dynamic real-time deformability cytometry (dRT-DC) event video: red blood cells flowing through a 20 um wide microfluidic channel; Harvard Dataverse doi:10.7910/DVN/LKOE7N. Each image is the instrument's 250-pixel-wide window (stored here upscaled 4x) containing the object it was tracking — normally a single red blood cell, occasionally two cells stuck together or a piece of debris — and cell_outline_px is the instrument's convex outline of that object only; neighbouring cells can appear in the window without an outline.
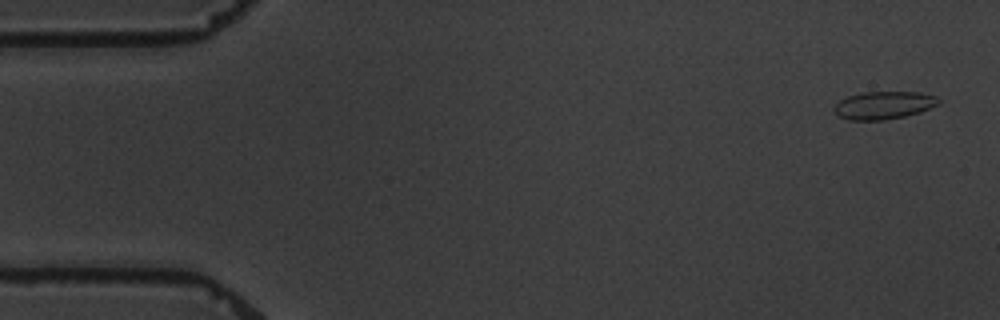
{"species": "common noctule bat (a hibernating species)", "species_latin": "Nyctalus noctula", "temperature_condition": "warm", "stored_images_in_passage": 12, "camera_frame_rate_fps": 3000, "um_per_image_px": 0.085, "animal": {"sex": "male", "body_mass_g": 19.5, "forearm_length_mm": 54.6}, "frame": {"image": 1, "passage_image": 1, "time_ms": 0.0, "image_size_px": [1000, 320], "cell_outline_px": [[940, 104], [920, 112], [904, 116], [884, 120], [848, 120], [836, 116], [832, 108], [840, 100], [848, 96], [860, 92], [920, 92], [936, 96], [940, 100]], "centroid_in_image_um": [75.09, 8.95], "position_along_channel_um": 9.9, "area_um2": 17.11}}
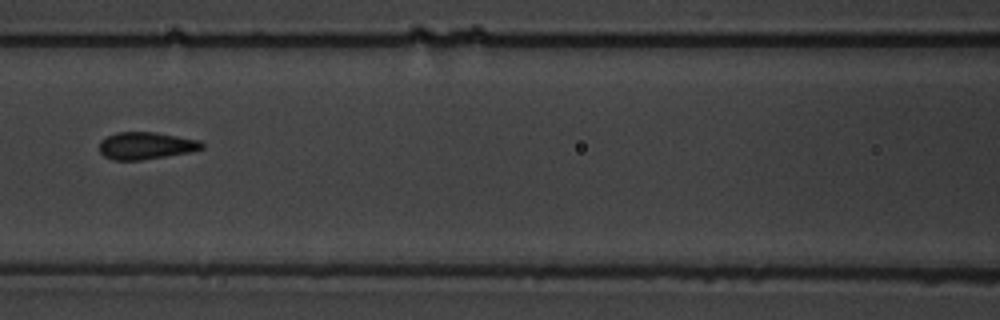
{"frame": {"image": 2, "passage_image": 7, "time_ms": 7.667, "image_size_px": [1000, 320], "cell_outline_px": [[204, 148], [188, 152], [140, 160], [112, 160], [104, 156], [100, 152], [100, 140], [116, 132], [156, 132], [200, 140], [204, 144]], "centroid_in_image_um": [12.39, 12.37], "position_along_channel_um": 154.2, "area_um2": 16.18}}
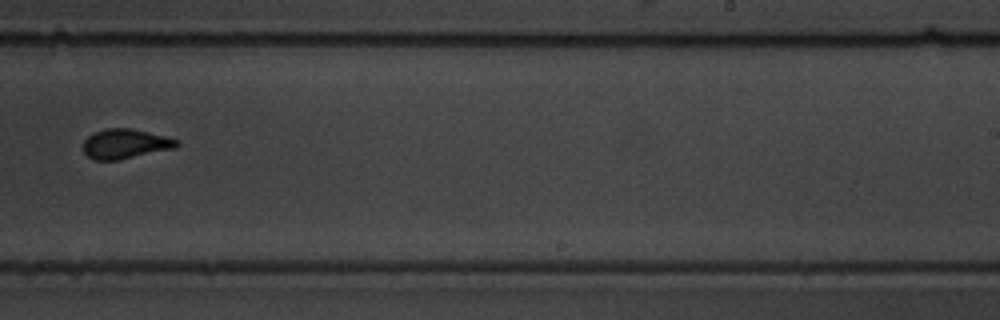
{"frame": {"image": 3, "passage_image": 10, "time_ms": 11.333, "image_size_px": [1000, 320], "cell_outline_px": [[180, 144], [176, 148], [120, 160], [92, 160], [84, 152], [84, 140], [92, 132], [104, 128], [132, 128], [180, 140]], "centroid_in_image_um": [10.65, 12.22], "position_along_channel_um": 278.3, "area_um2": 16.42}}